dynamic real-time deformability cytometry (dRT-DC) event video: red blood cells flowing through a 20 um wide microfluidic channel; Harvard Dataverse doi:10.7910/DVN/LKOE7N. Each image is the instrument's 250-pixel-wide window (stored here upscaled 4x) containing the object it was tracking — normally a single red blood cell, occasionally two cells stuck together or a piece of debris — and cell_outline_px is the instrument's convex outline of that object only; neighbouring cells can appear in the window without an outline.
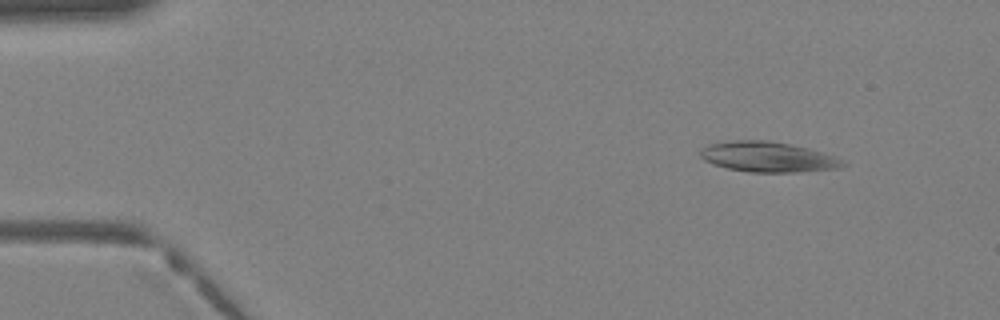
{"species": "Egyptian fruit bat (a non-hibernating species)", "species_latin": "Rousettus aegyptiacus", "temperature_condition": "warm", "stored_images_in_passage": 40, "camera_frame_rate_fps": 3000, "um_per_image_px": 0.085, "animal": {"sex": "female"}, "frame": {"image": 1, "passage_image": 5, "time_ms": 1.333, "image_size_px": [1000, 320], "cell_outline_px": [[848, 164], [840, 168], [796, 172], [748, 172], [728, 168], [704, 160], [700, 156], [700, 148], [708, 144], [732, 140], [768, 140], [808, 148], [832, 156]], "centroid_in_image_um": [65.23, 13.33], "position_along_channel_um": 19.8, "area_um2": 24.91}}
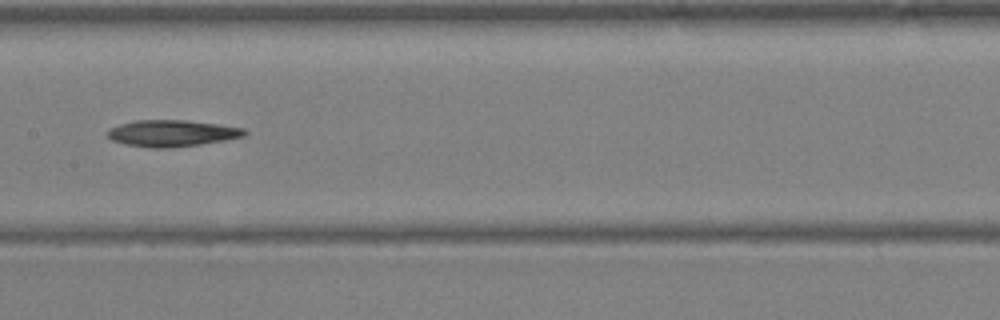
{"frame": {"image": 2, "passage_image": 21, "time_ms": 6.667, "image_size_px": [1000, 320], "cell_outline_px": [[248, 132], [244, 136], [224, 140], [200, 144], [172, 148], [148, 148], [128, 144], [112, 140], [108, 136], [108, 128], [120, 124], [136, 120], [188, 120], [244, 128]], "centroid_in_image_um": [14.61, 11.32], "position_along_channel_um": 192.8, "area_um2": 21.1}}
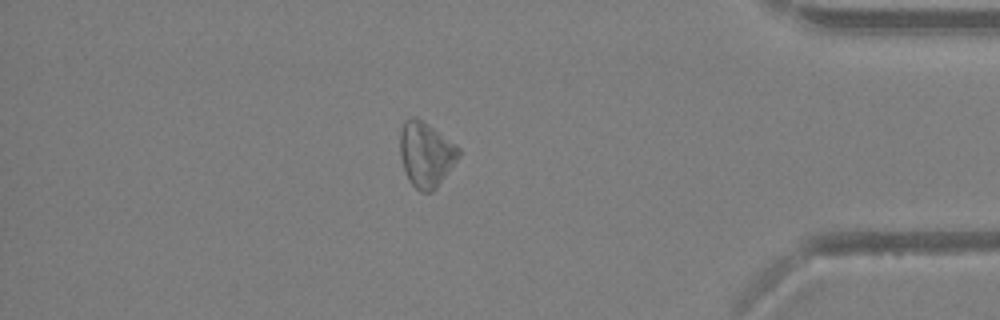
{"frame": {"image": 3, "passage_image": 35, "time_ms": 11.333, "image_size_px": [1000, 320], "cell_outline_px": [[460, 156], [436, 188], [432, 192], [420, 192], [408, 180], [404, 172], [400, 156], [400, 132], [404, 120], [412, 116], [416, 116], [428, 124], [456, 144], [460, 148]], "centroid_in_image_um": [36.19, 13.11], "position_along_channel_um": 399.0, "area_um2": 22.37}}